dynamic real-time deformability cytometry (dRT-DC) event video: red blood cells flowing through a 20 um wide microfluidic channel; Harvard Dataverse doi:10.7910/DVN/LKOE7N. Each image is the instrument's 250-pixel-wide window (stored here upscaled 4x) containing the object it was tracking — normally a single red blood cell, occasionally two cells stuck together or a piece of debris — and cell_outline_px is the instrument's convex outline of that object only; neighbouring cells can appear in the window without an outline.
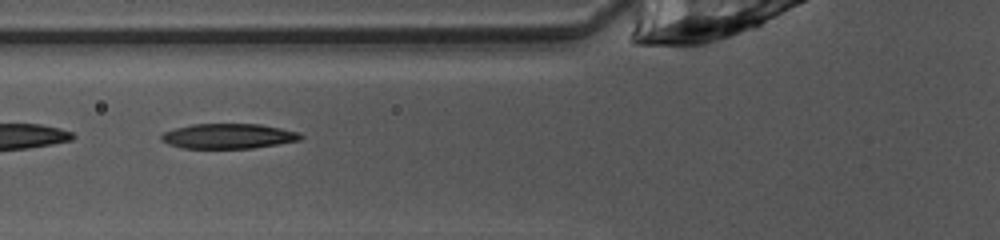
{"species": "common noctule bat (a hibernating species)", "species_latin": "Nyctalus noctula", "temperature_condition": "warm", "stored_images_in_passage": 37, "camera_frame_rate_fps": 3000, "um_per_image_px": 0.085, "animal": {"sex": "female", "body_mass_g": 10.0, "forearm_length_mm": 53.1}, "frame": {"image": 1, "passage_image": 9, "time_ms": 2.667, "image_size_px": [1000, 240], "cell_outline_px": [[304, 136], [300, 140], [252, 148], [184, 148], [168, 144], [160, 140], [160, 136], [164, 132], [176, 128], [192, 124], [260, 124], [300, 132]], "centroid_in_image_um": [19.41, 11.57], "position_along_channel_um": 106.4, "area_um2": 20.23}}
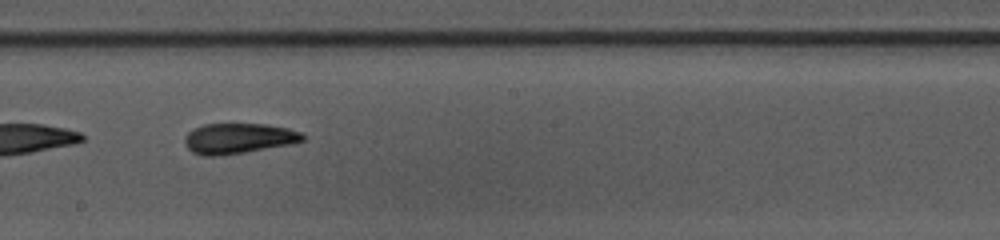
{"frame": {"image": 2, "passage_image": 18, "time_ms": 5.667, "image_size_px": [1000, 240], "cell_outline_px": [[308, 136], [304, 140], [292, 144], [244, 152], [216, 156], [204, 156], [192, 152], [184, 144], [184, 136], [192, 128], [204, 124], [268, 124], [288, 128], [300, 132]], "centroid_in_image_um": [20.27, 11.76], "position_along_channel_um": 227.9, "area_um2": 21.1}}
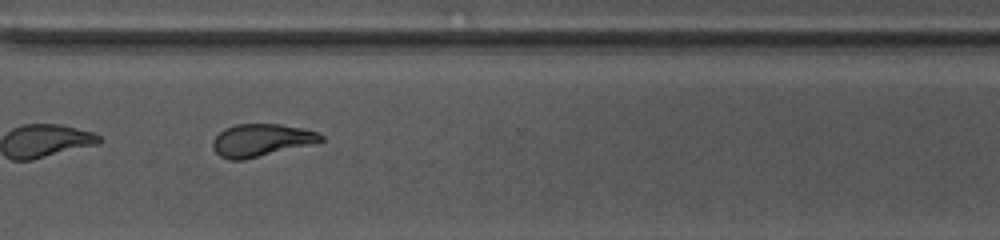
{"frame": {"image": 3, "passage_image": 27, "time_ms": 8.667, "image_size_px": [1000, 240], "cell_outline_px": [[324, 140], [244, 160], [228, 160], [220, 156], [212, 148], [212, 140], [224, 128], [236, 124], [280, 124], [300, 128], [316, 132], [324, 136]], "centroid_in_image_um": [22.13, 11.91], "position_along_channel_um": 348.5, "area_um2": 20.17}, "authors_computed_cell_mechanics": {"area_um2": 20.519, "velocity_mm_per_s": 4.0326, "shape_relaxation_time_tau1_ms": 6.877, "shape_relaxation_time_tau2_ms": 1.2922, "deformation_change_tau1": 0.2201, "deformation_change_tau2": 0.0979}}